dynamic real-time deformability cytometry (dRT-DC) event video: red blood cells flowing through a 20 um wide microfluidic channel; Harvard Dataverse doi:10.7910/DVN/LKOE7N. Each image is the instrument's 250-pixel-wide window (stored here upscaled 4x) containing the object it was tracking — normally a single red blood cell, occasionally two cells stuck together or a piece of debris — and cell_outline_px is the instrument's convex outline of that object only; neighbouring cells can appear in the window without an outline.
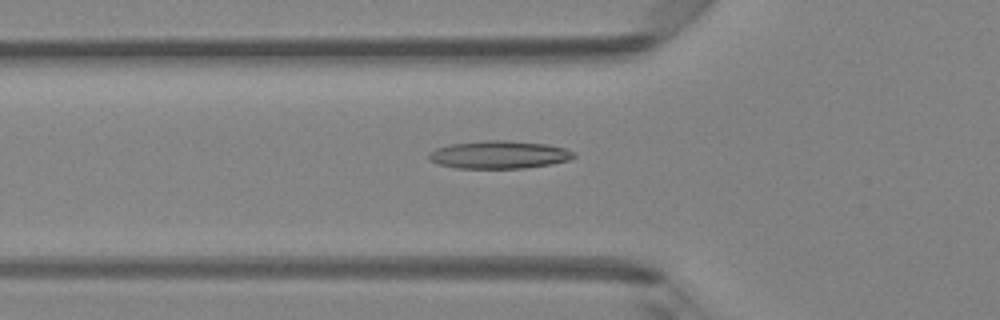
{"species": "Egyptian fruit bat (a non-hibernating species)", "species_latin": "Rousettus aegyptiacus", "temperature_condition": "room temperature", "stored_images_in_passage": 45, "camera_frame_rate_fps": 3000, "um_per_image_px": 0.085, "animal": {"sex": "female"}, "frame": {"image": 1, "passage_image": 14, "time_ms": 4.333, "image_size_px": [1000, 320], "cell_outline_px": [[576, 156], [568, 160], [552, 164], [524, 168], [456, 168], [436, 164], [428, 160], [428, 152], [436, 148], [452, 144], [484, 140], [508, 140], [548, 144], [564, 148], [572, 152]], "centroid_in_image_um": [42.38, 13.15], "position_along_channel_um": 83.4, "area_um2": 23.64}}
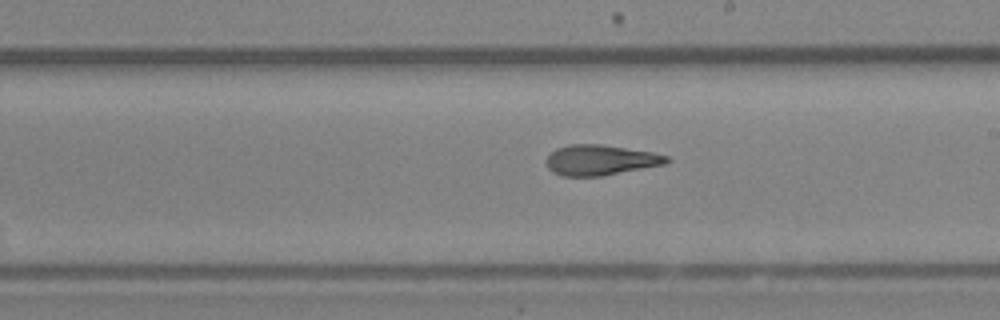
{"frame": {"image": 2, "passage_image": 25, "time_ms": 8.0, "image_size_px": [1000, 320], "cell_outline_px": [[672, 160], [664, 164], [604, 176], [560, 176], [552, 172], [548, 168], [548, 156], [556, 148], [568, 144], [600, 144], [652, 152], [668, 156]], "centroid_in_image_um": [51.04, 13.61], "position_along_channel_um": 238.0, "area_um2": 21.27}}
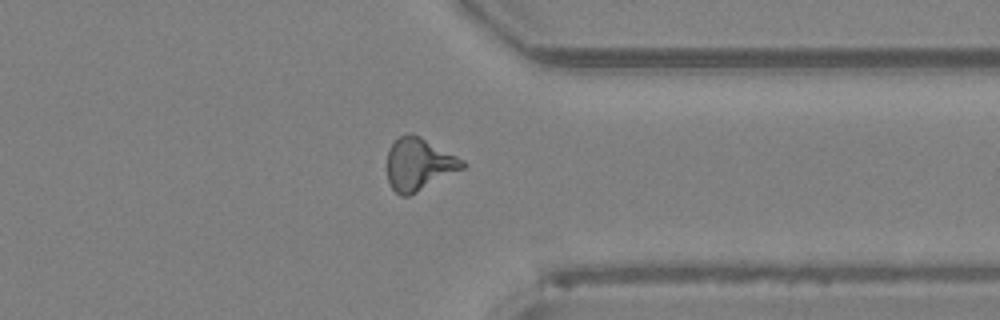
{"frame": {"image": 3, "passage_image": 35, "time_ms": 11.333, "image_size_px": [1000, 320], "cell_outline_px": [[468, 164], [464, 168], [408, 196], [400, 196], [392, 188], [388, 180], [388, 148], [400, 136], [412, 132], [420, 136], [464, 160]], "centroid_in_image_um": [35.61, 13.95], "position_along_channel_um": 375.8, "area_um2": 22.77}, "authors_computed_cell_mechanics": {"area_um2": 21.5594, "velocity_mm_per_s": 4.2293, "shape_relaxation_time_tau1_ms": 4.6758, "shape_relaxation_time_tau2_ms": 2.0663, "deformation_change_tau1": 0.1756, "deformation_change_tau2": 0.1184}}